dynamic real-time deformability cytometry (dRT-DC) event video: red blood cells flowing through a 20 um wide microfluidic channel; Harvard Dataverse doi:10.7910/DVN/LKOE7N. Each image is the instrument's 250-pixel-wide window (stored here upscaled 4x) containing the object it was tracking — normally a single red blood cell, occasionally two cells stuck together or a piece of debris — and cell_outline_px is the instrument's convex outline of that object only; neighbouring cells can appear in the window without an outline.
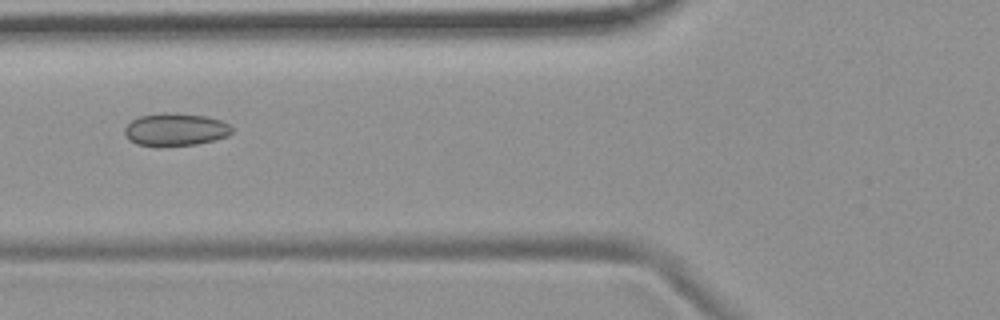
{"species": "common noctule bat (a hibernating species)", "species_latin": "Nyctalus noctula", "temperature_condition": "room temperature", "stored_images_in_passage": 6, "camera_frame_rate_fps": 3000, "um_per_image_px": 0.085, "animal": {"sex": "female", "body_mass_g": 19.9}, "frame": {"image": 1, "passage_image": 4, "time_ms": 3.667, "image_size_px": [1000, 320], "cell_outline_px": [[232, 132], [228, 136], [216, 140], [196, 144], [136, 144], [128, 140], [124, 132], [124, 128], [132, 120], [140, 116], [164, 112], [204, 116], [220, 120], [228, 124], [232, 128]], "centroid_in_image_um": [14.92, 10.99], "position_along_channel_um": 110.9, "area_um2": 19.88}}
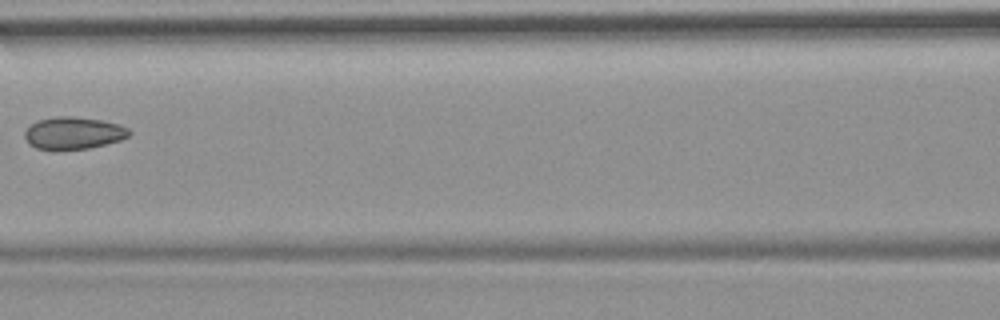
{"frame": {"image": 2, "passage_image": 5, "time_ms": 5.0, "image_size_px": [1000, 320], "cell_outline_px": [[132, 132], [128, 136], [120, 140], [88, 148], [56, 152], [36, 148], [28, 144], [24, 136], [24, 132], [36, 120], [56, 116], [72, 116], [100, 120], [120, 124], [128, 128]], "centroid_in_image_um": [6.2, 11.33], "position_along_channel_um": 160.4, "area_um2": 20.06}}
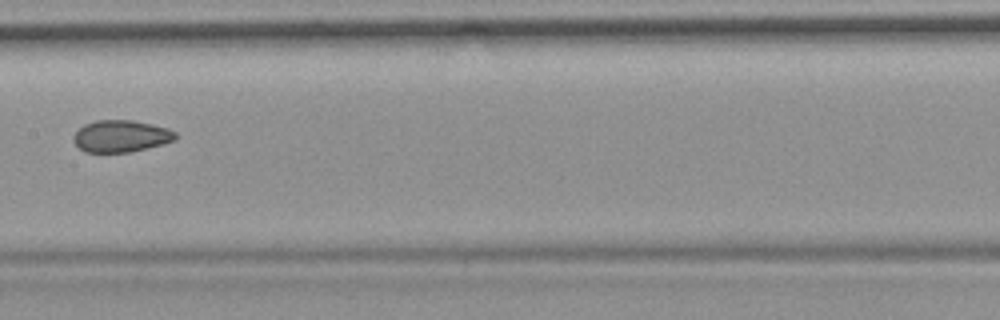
{"frame": {"image": 3, "passage_image": 6, "time_ms": 6.0, "image_size_px": [1000, 320], "cell_outline_px": [[176, 140], [164, 144], [148, 148], [128, 152], [84, 152], [72, 140], [72, 136], [84, 124], [96, 120], [132, 120], [152, 124], [168, 128], [176, 132]], "centroid_in_image_um": [10.29, 11.57], "position_along_channel_um": 197.1, "area_um2": 19.07}}